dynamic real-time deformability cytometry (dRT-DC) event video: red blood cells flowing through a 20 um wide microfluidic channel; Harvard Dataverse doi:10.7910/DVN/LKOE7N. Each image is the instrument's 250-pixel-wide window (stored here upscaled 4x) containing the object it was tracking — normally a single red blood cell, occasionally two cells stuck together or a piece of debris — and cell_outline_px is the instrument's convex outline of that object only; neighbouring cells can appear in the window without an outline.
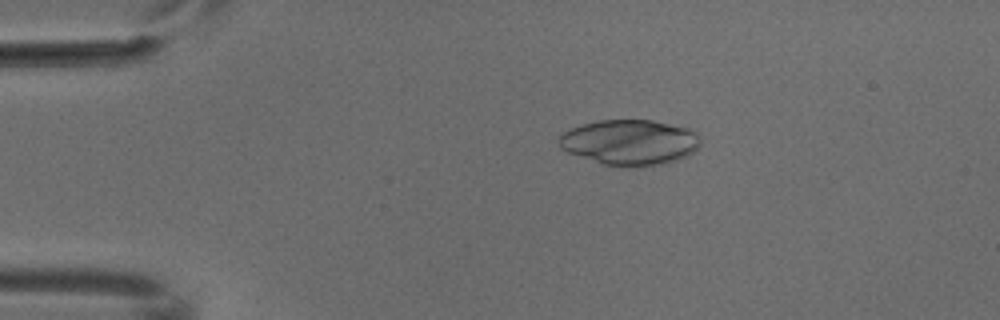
{"species": "common noctule bat (a hibernating species)", "species_latin": "Nyctalus noctula", "temperature_condition": "cold", "stored_images_in_passage": 4, "camera_frame_rate_fps": 3000, "um_per_image_px": 0.085, "animal": {"sex": "male", "body_mass_g": 18.8}, "frame": {"image": 1, "passage_image": 3, "time_ms": 0.667, "image_size_px": [1000, 320], "cell_outline_px": [[700, 144], [688, 156], [676, 160], [660, 164], [628, 168], [604, 164], [568, 152], [560, 148], [560, 136], [564, 132], [580, 124], [596, 120], [652, 120], [692, 128], [696, 132], [700, 140]], "centroid_in_image_um": [53.56, 12.09], "position_along_channel_um": 31.4, "area_um2": 37.51}}